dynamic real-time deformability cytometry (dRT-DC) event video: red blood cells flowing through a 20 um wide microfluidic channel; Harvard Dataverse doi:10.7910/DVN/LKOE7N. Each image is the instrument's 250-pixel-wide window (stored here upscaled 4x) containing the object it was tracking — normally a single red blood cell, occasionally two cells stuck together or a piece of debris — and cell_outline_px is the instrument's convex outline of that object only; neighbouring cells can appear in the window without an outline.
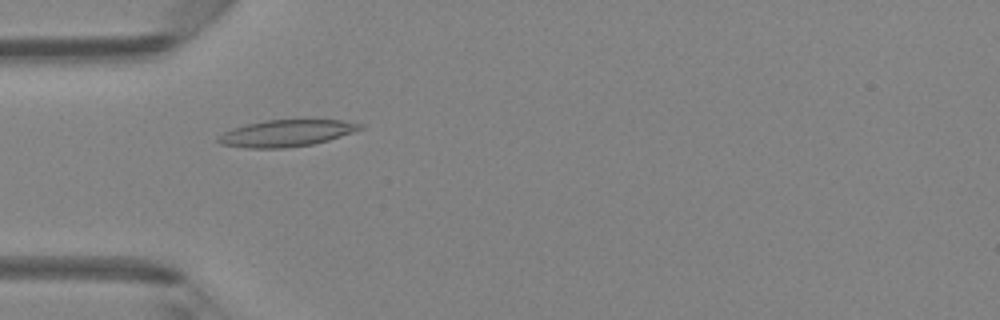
{"species": "Egyptian fruit bat (a non-hibernating species)", "species_latin": "Rousettus aegyptiacus", "temperature_condition": "room temperature", "stored_images_in_passage": 48, "camera_frame_rate_fps": 3000, "um_per_image_px": 0.085, "animal": {"sex": "female"}, "frame": {"image": 1, "passage_image": 15, "time_ms": 4.667, "image_size_px": [1000, 320], "cell_outline_px": [[364, 128], [328, 140], [312, 144], [284, 148], [248, 148], [220, 144], [216, 140], [216, 136], [232, 128], [248, 124], [268, 120], [344, 120], [364, 124]], "centroid_in_image_um": [24.33, 11.32], "position_along_channel_um": 60.7, "area_um2": 21.96}}
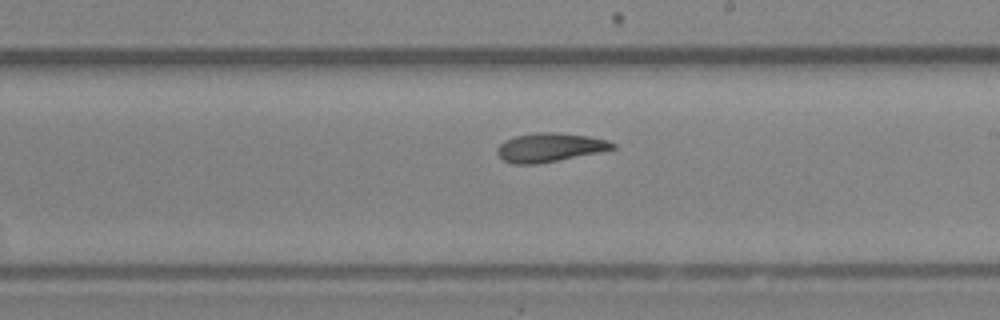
{"frame": {"image": 2, "passage_image": 28, "time_ms": 9.0, "image_size_px": [1000, 320], "cell_outline_px": [[616, 148], [536, 164], [512, 164], [504, 160], [496, 152], [496, 148], [504, 140], [516, 136], [532, 132], [556, 132], [588, 136], [608, 140], [616, 144]], "centroid_in_image_um": [46.68, 12.51], "position_along_channel_um": 242.3, "area_um2": 19.19}}
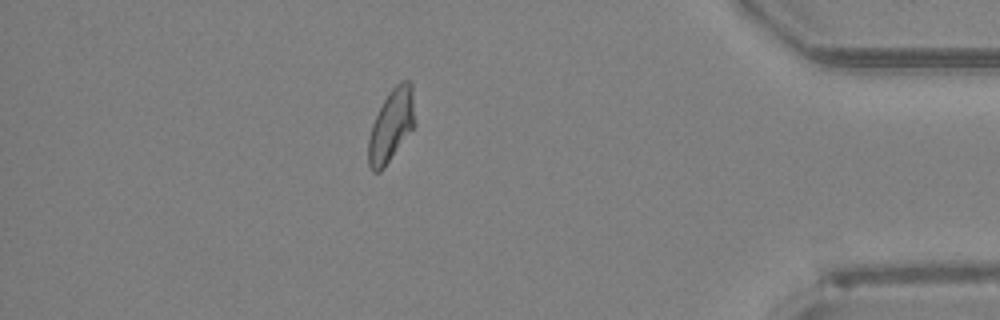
{"frame": {"image": 3, "passage_image": 42, "time_ms": 13.667, "image_size_px": [1000, 320], "cell_outline_px": [[416, 124], [384, 168], [380, 172], [372, 172], [368, 164], [368, 140], [372, 124], [388, 92], [400, 80], [408, 80], [412, 84]], "centroid_in_image_um": [33.27, 10.65], "position_along_channel_um": 401.9, "area_um2": 19.71}, "authors_computed_cell_mechanics": {"area_um2": 20.0277, "velocity_mm_per_s": 4.2659, "shape_relaxation_time_tau1_ms": 6.6539, "shape_relaxation_time_tau2_ms": 3.3547, "deformation_change_tau1": 0.1875, "deformation_change_tau2": 0.1129}}